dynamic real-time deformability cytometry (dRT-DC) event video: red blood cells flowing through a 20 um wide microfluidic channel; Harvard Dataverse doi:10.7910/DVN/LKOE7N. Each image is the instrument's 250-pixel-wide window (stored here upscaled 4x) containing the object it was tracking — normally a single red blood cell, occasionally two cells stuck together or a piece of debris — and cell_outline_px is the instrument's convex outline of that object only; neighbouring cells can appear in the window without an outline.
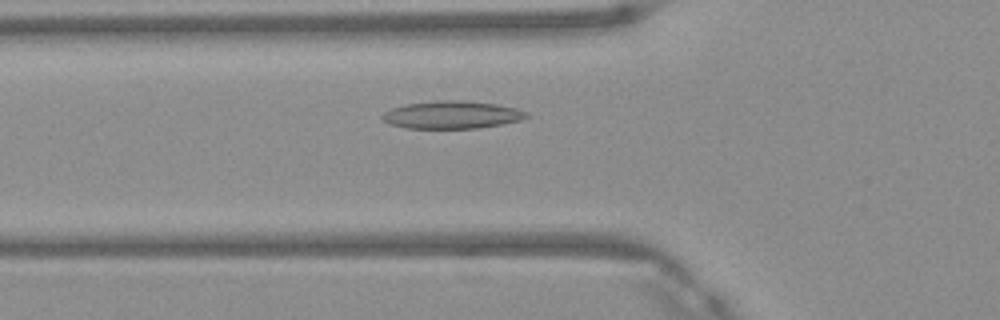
{"species": "Egyptian fruit bat (a non-hibernating species)", "species_latin": "Rousettus aegyptiacus", "temperature_condition": "warm", "stored_images_in_passage": 42, "camera_frame_rate_fps": 3000, "um_per_image_px": 0.085, "frame": {"image": 1, "passage_image": 11, "time_ms": 3.333, "image_size_px": [1000, 320], "cell_outline_px": [[528, 116], [520, 120], [480, 128], [404, 128], [388, 124], [380, 116], [384, 112], [392, 108], [404, 104], [436, 100], [460, 100], [496, 104], [516, 108], [528, 112]], "centroid_in_image_um": [38.37, 9.75], "position_along_channel_um": 87.4, "area_um2": 23.29}}
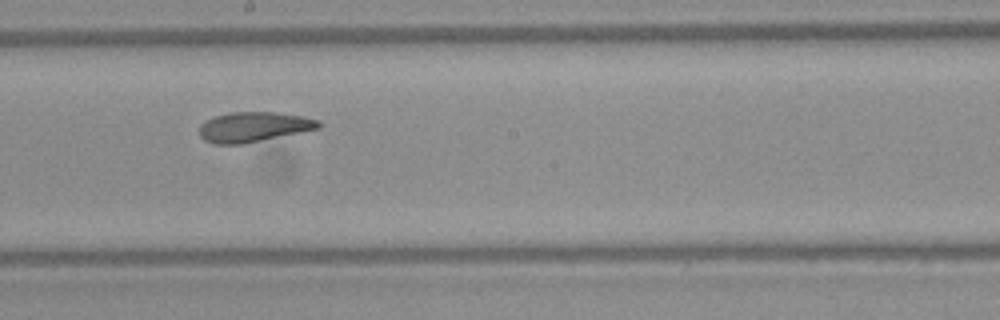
{"frame": {"image": 2, "passage_image": 21, "time_ms": 6.667, "image_size_px": [1000, 320], "cell_outline_px": [[324, 124], [320, 128], [240, 144], [212, 144], [204, 140], [200, 136], [200, 124], [216, 116], [232, 112], [276, 112], [304, 116], [320, 120]], "centroid_in_image_um": [21.59, 10.78], "position_along_channel_um": 226.6, "area_um2": 20.69}}
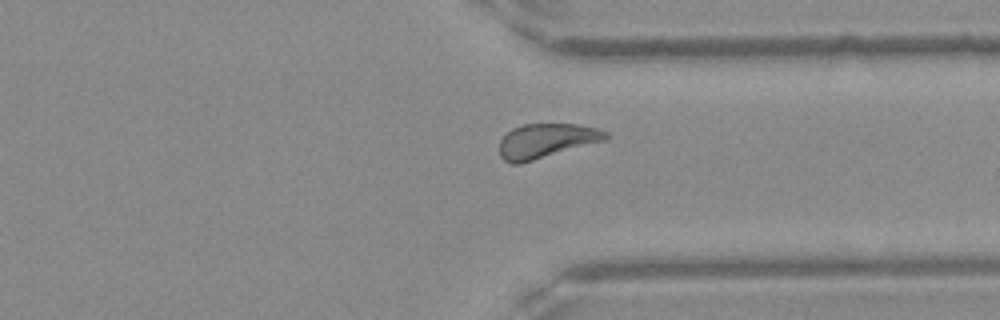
{"frame": {"image": 3, "passage_image": 31, "time_ms": 10.0, "image_size_px": [1000, 320], "cell_outline_px": [[608, 136], [604, 140], [520, 164], [512, 164], [504, 160], [500, 156], [500, 140], [512, 128], [524, 124], [576, 124], [596, 128], [608, 132]], "centroid_in_image_um": [46.4, 11.97], "position_along_channel_um": 365.0, "area_um2": 21.04}, "authors_computed_cell_mechanics": {"area_um2": 21.7328, "velocity_mm_per_s": 4.1534, "shape_relaxation_time_tau1_ms": null, "shape_relaxation_time_tau2_ms": 3.4068, "deformation_change_tau1": null, "deformation_change_tau2": 0.1028}}